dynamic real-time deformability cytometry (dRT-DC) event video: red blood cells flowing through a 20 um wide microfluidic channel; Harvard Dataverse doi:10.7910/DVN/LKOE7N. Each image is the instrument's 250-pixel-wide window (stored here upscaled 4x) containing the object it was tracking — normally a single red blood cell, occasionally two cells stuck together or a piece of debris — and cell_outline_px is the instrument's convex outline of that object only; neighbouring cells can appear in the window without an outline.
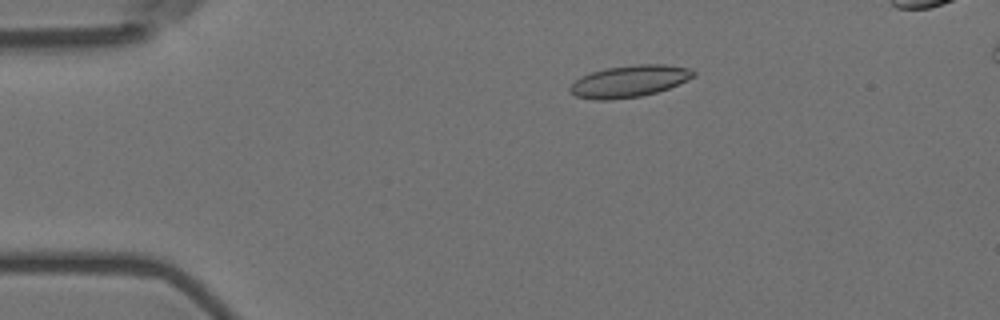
{"species": "Egyptian fruit bat (a non-hibernating species)", "species_latin": "Rousettus aegyptiacus", "temperature_condition": "room temperature", "stored_images_in_passage": 50, "camera_frame_rate_fps": 3000, "um_per_image_px": 0.085, "animal": {"sex": "female"}, "frame": {"image": 1, "passage_image": 6, "time_ms": 1.667, "image_size_px": [1000, 320], "cell_outline_px": [[696, 76], [668, 88], [656, 92], [640, 96], [608, 100], [592, 100], [576, 96], [568, 92], [568, 88], [580, 76], [604, 68], [636, 64], [664, 64], [692, 68], [696, 72]], "centroid_in_image_um": [53.48, 6.9], "position_along_channel_um": 31.5, "area_um2": 23.06}}
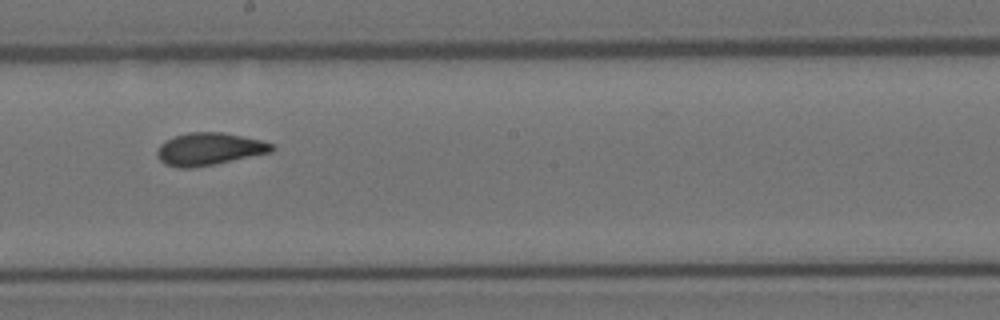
{"frame": {"image": 2, "passage_image": 27, "time_ms": 8.667, "image_size_px": [1000, 320], "cell_outline_px": [[276, 148], [272, 152], [216, 164], [192, 168], [180, 168], [164, 164], [160, 160], [156, 152], [160, 144], [176, 136], [188, 132], [220, 132], [260, 140], [272, 144]], "centroid_in_image_um": [17.78, 12.68], "position_along_channel_um": 230.4, "area_um2": 21.56}}
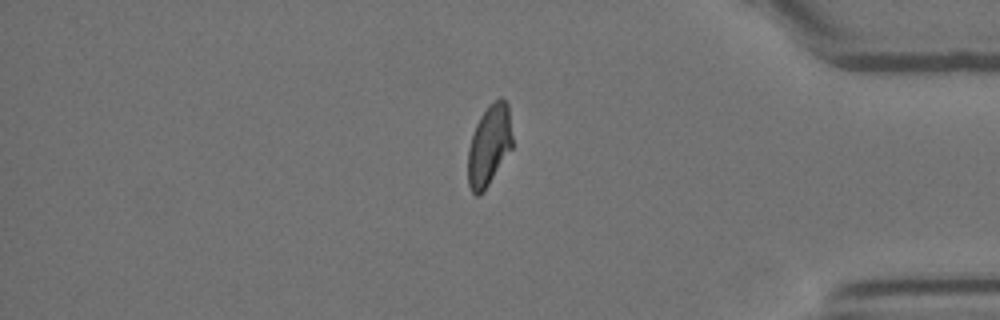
{"frame": {"image": 3, "passage_image": 43, "time_ms": 14.0, "image_size_px": [1000, 320], "cell_outline_px": [[512, 148], [480, 196], [476, 196], [472, 192], [468, 184], [468, 148], [476, 124], [480, 116], [500, 96], [508, 104], [512, 136]], "centroid_in_image_um": [41.57, 12.37], "position_along_channel_um": 393.6, "area_um2": 20.58}, "authors_computed_cell_mechanics": {"area_um2": 21.5883, "velocity_mm_per_s": 3.5605, "shape_relaxation_time_tau1_ms": 9.7878, "shape_relaxation_time_tau2_ms": 1.3699, "deformation_change_tau1": 0.2003, "deformation_change_tau2": 0.0777}}